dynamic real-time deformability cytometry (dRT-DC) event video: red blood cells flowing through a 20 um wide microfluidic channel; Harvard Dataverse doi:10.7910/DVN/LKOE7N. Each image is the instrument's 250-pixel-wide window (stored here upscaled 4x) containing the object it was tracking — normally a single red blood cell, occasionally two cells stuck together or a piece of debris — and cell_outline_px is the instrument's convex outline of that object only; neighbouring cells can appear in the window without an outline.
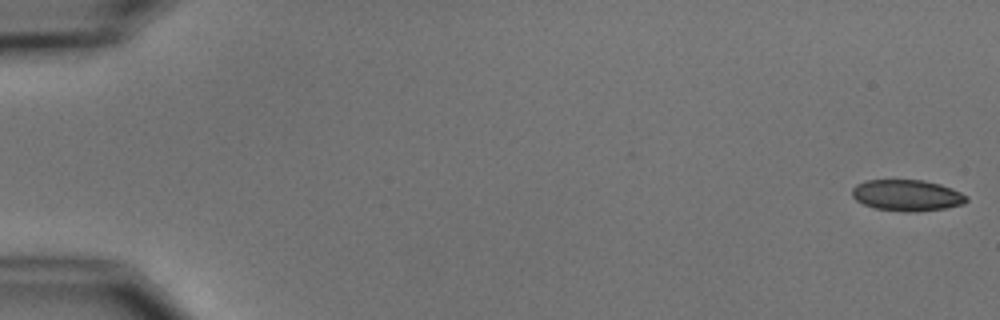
{"species": "common noctule bat (a hibernating species)", "species_latin": "Nyctalus noctula", "temperature_condition": "cold", "stored_images_in_passage": 11, "camera_frame_rate_fps": 3000, "um_per_image_px": 0.085, "animal": {"sex": "male", "body_mass_g": 15.6}, "frame": {"image": 1, "passage_image": 1, "time_ms": 0.0, "image_size_px": [1000, 320], "cell_outline_px": [[968, 200], [964, 204], [944, 208], [916, 212], [904, 212], [876, 208], [864, 204], [856, 200], [852, 196], [852, 188], [856, 184], [864, 180], [924, 180], [940, 184], [952, 188], [968, 196]], "centroid_in_image_um": [77.1, 16.6], "position_along_channel_um": 7.9, "area_um2": 20.92}}
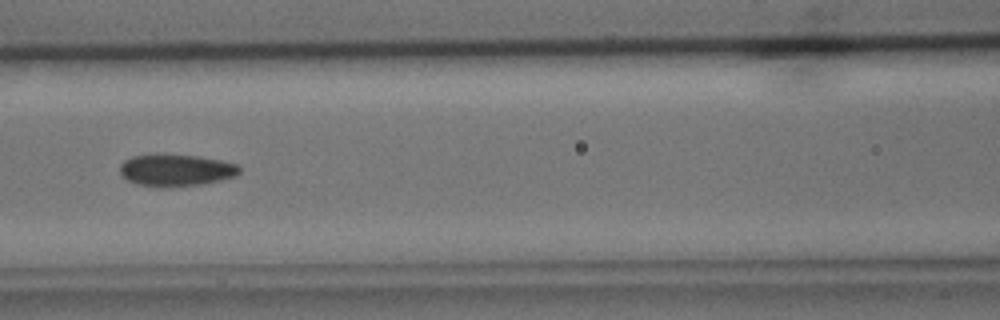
{"frame": {"image": 2, "passage_image": 7, "time_ms": 8.0, "image_size_px": [1000, 320], "cell_outline_px": [[240, 172], [236, 176], [204, 184], [168, 188], [160, 188], [136, 184], [128, 180], [120, 172], [120, 164], [124, 160], [132, 156], [200, 156], [220, 160], [236, 164], [240, 168]], "centroid_in_image_um": [14.97, 14.51], "position_along_channel_um": 151.6, "area_um2": 22.02}}
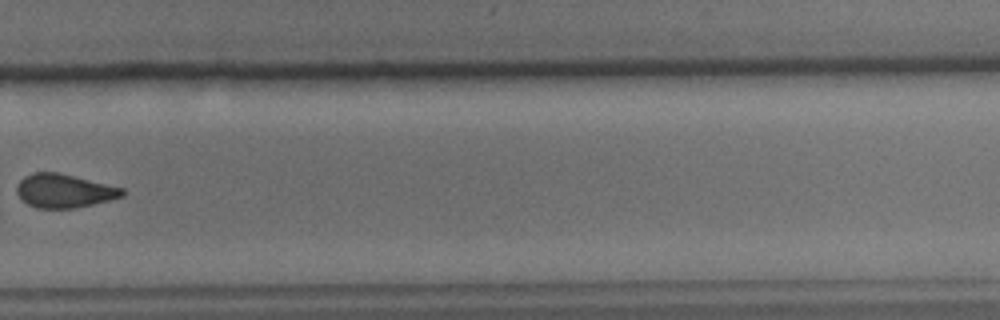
{"frame": {"image": 3, "passage_image": 11, "time_ms": 12.667, "image_size_px": [1000, 320], "cell_outline_px": [[124, 196], [76, 208], [36, 208], [20, 200], [16, 192], [16, 184], [24, 176], [32, 172], [60, 172], [124, 188]], "centroid_in_image_um": [5.41, 16.21], "position_along_channel_um": 324.4, "area_um2": 20.92}}